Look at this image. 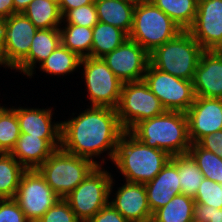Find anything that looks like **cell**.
I'll use <instances>...</instances> for the list:
<instances>
[{"label": "cell", "mask_w": 222, "mask_h": 222, "mask_svg": "<svg viewBox=\"0 0 222 222\" xmlns=\"http://www.w3.org/2000/svg\"><path fill=\"white\" fill-rule=\"evenodd\" d=\"M37 222H81L68 202L60 198Z\"/></svg>", "instance_id": "e575fe53"}, {"label": "cell", "mask_w": 222, "mask_h": 222, "mask_svg": "<svg viewBox=\"0 0 222 222\" xmlns=\"http://www.w3.org/2000/svg\"><path fill=\"white\" fill-rule=\"evenodd\" d=\"M17 113L20 133L42 139H61V122L52 123V109L12 108Z\"/></svg>", "instance_id": "ffe728a7"}, {"label": "cell", "mask_w": 222, "mask_h": 222, "mask_svg": "<svg viewBox=\"0 0 222 222\" xmlns=\"http://www.w3.org/2000/svg\"><path fill=\"white\" fill-rule=\"evenodd\" d=\"M203 51L190 32L183 30L149 54L150 64L177 78L192 81Z\"/></svg>", "instance_id": "277c9868"}, {"label": "cell", "mask_w": 222, "mask_h": 222, "mask_svg": "<svg viewBox=\"0 0 222 222\" xmlns=\"http://www.w3.org/2000/svg\"><path fill=\"white\" fill-rule=\"evenodd\" d=\"M179 179L177 166L169 160L154 179L144 184L152 214L181 194Z\"/></svg>", "instance_id": "d6986e66"}, {"label": "cell", "mask_w": 222, "mask_h": 222, "mask_svg": "<svg viewBox=\"0 0 222 222\" xmlns=\"http://www.w3.org/2000/svg\"><path fill=\"white\" fill-rule=\"evenodd\" d=\"M14 14L13 0H0V17L7 18Z\"/></svg>", "instance_id": "60d3db41"}, {"label": "cell", "mask_w": 222, "mask_h": 222, "mask_svg": "<svg viewBox=\"0 0 222 222\" xmlns=\"http://www.w3.org/2000/svg\"><path fill=\"white\" fill-rule=\"evenodd\" d=\"M91 57L102 58L123 44L129 35L118 27L98 22L93 28Z\"/></svg>", "instance_id": "cb8c5ba5"}, {"label": "cell", "mask_w": 222, "mask_h": 222, "mask_svg": "<svg viewBox=\"0 0 222 222\" xmlns=\"http://www.w3.org/2000/svg\"><path fill=\"white\" fill-rule=\"evenodd\" d=\"M0 222H29L14 198L0 199Z\"/></svg>", "instance_id": "d590c367"}, {"label": "cell", "mask_w": 222, "mask_h": 222, "mask_svg": "<svg viewBox=\"0 0 222 222\" xmlns=\"http://www.w3.org/2000/svg\"><path fill=\"white\" fill-rule=\"evenodd\" d=\"M85 85L91 106L116 109L120 100L122 82L115 76L102 58H81Z\"/></svg>", "instance_id": "30bf717a"}, {"label": "cell", "mask_w": 222, "mask_h": 222, "mask_svg": "<svg viewBox=\"0 0 222 222\" xmlns=\"http://www.w3.org/2000/svg\"><path fill=\"white\" fill-rule=\"evenodd\" d=\"M115 195L109 203L129 222H151L153 214L144 184L126 181Z\"/></svg>", "instance_id": "e0dca14e"}, {"label": "cell", "mask_w": 222, "mask_h": 222, "mask_svg": "<svg viewBox=\"0 0 222 222\" xmlns=\"http://www.w3.org/2000/svg\"><path fill=\"white\" fill-rule=\"evenodd\" d=\"M98 20L120 28L128 35L133 26L134 6L122 0H95Z\"/></svg>", "instance_id": "7402d4cb"}, {"label": "cell", "mask_w": 222, "mask_h": 222, "mask_svg": "<svg viewBox=\"0 0 222 222\" xmlns=\"http://www.w3.org/2000/svg\"><path fill=\"white\" fill-rule=\"evenodd\" d=\"M22 13L37 29H55L65 23L55 0H33Z\"/></svg>", "instance_id": "603a6c76"}, {"label": "cell", "mask_w": 222, "mask_h": 222, "mask_svg": "<svg viewBox=\"0 0 222 222\" xmlns=\"http://www.w3.org/2000/svg\"><path fill=\"white\" fill-rule=\"evenodd\" d=\"M60 44L61 33L59 28L38 29L33 37L28 55L14 69L32 77L36 62L42 63Z\"/></svg>", "instance_id": "44dd1931"}, {"label": "cell", "mask_w": 222, "mask_h": 222, "mask_svg": "<svg viewBox=\"0 0 222 222\" xmlns=\"http://www.w3.org/2000/svg\"><path fill=\"white\" fill-rule=\"evenodd\" d=\"M8 108L4 107V106H0V116L7 110Z\"/></svg>", "instance_id": "bcb514c9"}, {"label": "cell", "mask_w": 222, "mask_h": 222, "mask_svg": "<svg viewBox=\"0 0 222 222\" xmlns=\"http://www.w3.org/2000/svg\"><path fill=\"white\" fill-rule=\"evenodd\" d=\"M193 222H222V209L195 203Z\"/></svg>", "instance_id": "8d00e7d4"}, {"label": "cell", "mask_w": 222, "mask_h": 222, "mask_svg": "<svg viewBox=\"0 0 222 222\" xmlns=\"http://www.w3.org/2000/svg\"><path fill=\"white\" fill-rule=\"evenodd\" d=\"M122 1L129 3V4L133 5L134 7H136V6H140L144 3L150 2L151 0H122Z\"/></svg>", "instance_id": "ee69618b"}, {"label": "cell", "mask_w": 222, "mask_h": 222, "mask_svg": "<svg viewBox=\"0 0 222 222\" xmlns=\"http://www.w3.org/2000/svg\"><path fill=\"white\" fill-rule=\"evenodd\" d=\"M97 165L86 158L56 149L38 168L46 183L60 197H67Z\"/></svg>", "instance_id": "5b68a950"}, {"label": "cell", "mask_w": 222, "mask_h": 222, "mask_svg": "<svg viewBox=\"0 0 222 222\" xmlns=\"http://www.w3.org/2000/svg\"><path fill=\"white\" fill-rule=\"evenodd\" d=\"M204 50L222 44V0H198L196 18L188 29Z\"/></svg>", "instance_id": "4fadbf2b"}, {"label": "cell", "mask_w": 222, "mask_h": 222, "mask_svg": "<svg viewBox=\"0 0 222 222\" xmlns=\"http://www.w3.org/2000/svg\"><path fill=\"white\" fill-rule=\"evenodd\" d=\"M93 3H95V0H60L59 8L63 16L68 10H73L83 5H89Z\"/></svg>", "instance_id": "ab89813d"}, {"label": "cell", "mask_w": 222, "mask_h": 222, "mask_svg": "<svg viewBox=\"0 0 222 222\" xmlns=\"http://www.w3.org/2000/svg\"><path fill=\"white\" fill-rule=\"evenodd\" d=\"M62 19H66L64 21L67 24L80 25L89 28H93L99 22L95 3L68 10L62 16Z\"/></svg>", "instance_id": "836d02e7"}, {"label": "cell", "mask_w": 222, "mask_h": 222, "mask_svg": "<svg viewBox=\"0 0 222 222\" xmlns=\"http://www.w3.org/2000/svg\"><path fill=\"white\" fill-rule=\"evenodd\" d=\"M188 154L193 158L204 178L219 184L222 183V158L215 153L205 150L197 143L192 144Z\"/></svg>", "instance_id": "4dcf8cb0"}, {"label": "cell", "mask_w": 222, "mask_h": 222, "mask_svg": "<svg viewBox=\"0 0 222 222\" xmlns=\"http://www.w3.org/2000/svg\"><path fill=\"white\" fill-rule=\"evenodd\" d=\"M26 169L10 154L0 153V198H15Z\"/></svg>", "instance_id": "83f0119b"}, {"label": "cell", "mask_w": 222, "mask_h": 222, "mask_svg": "<svg viewBox=\"0 0 222 222\" xmlns=\"http://www.w3.org/2000/svg\"><path fill=\"white\" fill-rule=\"evenodd\" d=\"M33 0H13L14 14L22 13Z\"/></svg>", "instance_id": "7bdbcfd3"}, {"label": "cell", "mask_w": 222, "mask_h": 222, "mask_svg": "<svg viewBox=\"0 0 222 222\" xmlns=\"http://www.w3.org/2000/svg\"><path fill=\"white\" fill-rule=\"evenodd\" d=\"M192 144L202 137L222 130V99L195 97L186 112Z\"/></svg>", "instance_id": "9a60e30c"}, {"label": "cell", "mask_w": 222, "mask_h": 222, "mask_svg": "<svg viewBox=\"0 0 222 222\" xmlns=\"http://www.w3.org/2000/svg\"><path fill=\"white\" fill-rule=\"evenodd\" d=\"M165 111L160 100L149 90L144 80L122 84L116 112L125 131H130L137 123Z\"/></svg>", "instance_id": "ba28073f"}, {"label": "cell", "mask_w": 222, "mask_h": 222, "mask_svg": "<svg viewBox=\"0 0 222 222\" xmlns=\"http://www.w3.org/2000/svg\"><path fill=\"white\" fill-rule=\"evenodd\" d=\"M171 156L161 149L151 148L124 131L112 162L127 182L145 184L154 179Z\"/></svg>", "instance_id": "3957f363"}, {"label": "cell", "mask_w": 222, "mask_h": 222, "mask_svg": "<svg viewBox=\"0 0 222 222\" xmlns=\"http://www.w3.org/2000/svg\"><path fill=\"white\" fill-rule=\"evenodd\" d=\"M6 30L7 26L5 18L0 17V65H3V52L5 46Z\"/></svg>", "instance_id": "b9f144b4"}, {"label": "cell", "mask_w": 222, "mask_h": 222, "mask_svg": "<svg viewBox=\"0 0 222 222\" xmlns=\"http://www.w3.org/2000/svg\"><path fill=\"white\" fill-rule=\"evenodd\" d=\"M63 28H59L61 44L80 58L91 57L92 28L74 24H66Z\"/></svg>", "instance_id": "4316f807"}, {"label": "cell", "mask_w": 222, "mask_h": 222, "mask_svg": "<svg viewBox=\"0 0 222 222\" xmlns=\"http://www.w3.org/2000/svg\"><path fill=\"white\" fill-rule=\"evenodd\" d=\"M61 139H42L21 133L11 155L26 169H37L56 149Z\"/></svg>", "instance_id": "ac0fdd59"}, {"label": "cell", "mask_w": 222, "mask_h": 222, "mask_svg": "<svg viewBox=\"0 0 222 222\" xmlns=\"http://www.w3.org/2000/svg\"><path fill=\"white\" fill-rule=\"evenodd\" d=\"M197 144L222 158V130L202 137Z\"/></svg>", "instance_id": "f35d334b"}, {"label": "cell", "mask_w": 222, "mask_h": 222, "mask_svg": "<svg viewBox=\"0 0 222 222\" xmlns=\"http://www.w3.org/2000/svg\"><path fill=\"white\" fill-rule=\"evenodd\" d=\"M196 204H203L222 209V188L220 184L204 178L194 197Z\"/></svg>", "instance_id": "d6a6232c"}, {"label": "cell", "mask_w": 222, "mask_h": 222, "mask_svg": "<svg viewBox=\"0 0 222 222\" xmlns=\"http://www.w3.org/2000/svg\"><path fill=\"white\" fill-rule=\"evenodd\" d=\"M196 97L222 99V58L215 50H204L193 77Z\"/></svg>", "instance_id": "2e32d148"}, {"label": "cell", "mask_w": 222, "mask_h": 222, "mask_svg": "<svg viewBox=\"0 0 222 222\" xmlns=\"http://www.w3.org/2000/svg\"><path fill=\"white\" fill-rule=\"evenodd\" d=\"M20 134L17 113L8 108L0 116V153H11Z\"/></svg>", "instance_id": "1f68e13d"}, {"label": "cell", "mask_w": 222, "mask_h": 222, "mask_svg": "<svg viewBox=\"0 0 222 222\" xmlns=\"http://www.w3.org/2000/svg\"><path fill=\"white\" fill-rule=\"evenodd\" d=\"M143 80L166 111L186 113L195 100L193 82L160 71L150 63Z\"/></svg>", "instance_id": "9c48e42d"}, {"label": "cell", "mask_w": 222, "mask_h": 222, "mask_svg": "<svg viewBox=\"0 0 222 222\" xmlns=\"http://www.w3.org/2000/svg\"><path fill=\"white\" fill-rule=\"evenodd\" d=\"M81 58L60 44L52 54L40 64L43 72L53 75L72 73L80 66Z\"/></svg>", "instance_id": "f546056e"}, {"label": "cell", "mask_w": 222, "mask_h": 222, "mask_svg": "<svg viewBox=\"0 0 222 222\" xmlns=\"http://www.w3.org/2000/svg\"><path fill=\"white\" fill-rule=\"evenodd\" d=\"M102 59L122 83L143 80L150 63L149 53L129 38Z\"/></svg>", "instance_id": "7c38bea8"}, {"label": "cell", "mask_w": 222, "mask_h": 222, "mask_svg": "<svg viewBox=\"0 0 222 222\" xmlns=\"http://www.w3.org/2000/svg\"><path fill=\"white\" fill-rule=\"evenodd\" d=\"M29 222H37L60 197L37 169L26 170L14 198Z\"/></svg>", "instance_id": "8fae6325"}, {"label": "cell", "mask_w": 222, "mask_h": 222, "mask_svg": "<svg viewBox=\"0 0 222 222\" xmlns=\"http://www.w3.org/2000/svg\"><path fill=\"white\" fill-rule=\"evenodd\" d=\"M129 132L148 147L164 150L170 156L188 154L192 145L184 112L165 111L137 123Z\"/></svg>", "instance_id": "7a4b0ae2"}, {"label": "cell", "mask_w": 222, "mask_h": 222, "mask_svg": "<svg viewBox=\"0 0 222 222\" xmlns=\"http://www.w3.org/2000/svg\"><path fill=\"white\" fill-rule=\"evenodd\" d=\"M215 51L218 53V55L222 58V44L221 45H219L216 49H215Z\"/></svg>", "instance_id": "f6af8a7d"}, {"label": "cell", "mask_w": 222, "mask_h": 222, "mask_svg": "<svg viewBox=\"0 0 222 222\" xmlns=\"http://www.w3.org/2000/svg\"><path fill=\"white\" fill-rule=\"evenodd\" d=\"M182 30H188L194 23L198 0H151Z\"/></svg>", "instance_id": "f1b7e54d"}, {"label": "cell", "mask_w": 222, "mask_h": 222, "mask_svg": "<svg viewBox=\"0 0 222 222\" xmlns=\"http://www.w3.org/2000/svg\"><path fill=\"white\" fill-rule=\"evenodd\" d=\"M194 198L176 195L153 213L151 222H193Z\"/></svg>", "instance_id": "d4e9b609"}, {"label": "cell", "mask_w": 222, "mask_h": 222, "mask_svg": "<svg viewBox=\"0 0 222 222\" xmlns=\"http://www.w3.org/2000/svg\"><path fill=\"white\" fill-rule=\"evenodd\" d=\"M112 184L111 174L102 166H96L64 199L81 222H88L109 203Z\"/></svg>", "instance_id": "52a82bcc"}, {"label": "cell", "mask_w": 222, "mask_h": 222, "mask_svg": "<svg viewBox=\"0 0 222 222\" xmlns=\"http://www.w3.org/2000/svg\"><path fill=\"white\" fill-rule=\"evenodd\" d=\"M5 22L3 65L14 69L28 55L38 29L23 13H15L5 18Z\"/></svg>", "instance_id": "5bb4252c"}, {"label": "cell", "mask_w": 222, "mask_h": 222, "mask_svg": "<svg viewBox=\"0 0 222 222\" xmlns=\"http://www.w3.org/2000/svg\"><path fill=\"white\" fill-rule=\"evenodd\" d=\"M183 30L152 1L134 8L129 39L140 44L149 54Z\"/></svg>", "instance_id": "8992f818"}, {"label": "cell", "mask_w": 222, "mask_h": 222, "mask_svg": "<svg viewBox=\"0 0 222 222\" xmlns=\"http://www.w3.org/2000/svg\"><path fill=\"white\" fill-rule=\"evenodd\" d=\"M88 222H129L110 203L98 211Z\"/></svg>", "instance_id": "74e56055"}, {"label": "cell", "mask_w": 222, "mask_h": 222, "mask_svg": "<svg viewBox=\"0 0 222 222\" xmlns=\"http://www.w3.org/2000/svg\"><path fill=\"white\" fill-rule=\"evenodd\" d=\"M170 160L178 169L181 194L194 198L202 180L204 179L196 162L189 154L174 155L171 156Z\"/></svg>", "instance_id": "484cf974"}, {"label": "cell", "mask_w": 222, "mask_h": 222, "mask_svg": "<svg viewBox=\"0 0 222 222\" xmlns=\"http://www.w3.org/2000/svg\"><path fill=\"white\" fill-rule=\"evenodd\" d=\"M124 131L116 109L92 106L77 117L61 122L60 148L102 166L92 158L108 151V158L113 160Z\"/></svg>", "instance_id": "6da1fadb"}]
</instances>
